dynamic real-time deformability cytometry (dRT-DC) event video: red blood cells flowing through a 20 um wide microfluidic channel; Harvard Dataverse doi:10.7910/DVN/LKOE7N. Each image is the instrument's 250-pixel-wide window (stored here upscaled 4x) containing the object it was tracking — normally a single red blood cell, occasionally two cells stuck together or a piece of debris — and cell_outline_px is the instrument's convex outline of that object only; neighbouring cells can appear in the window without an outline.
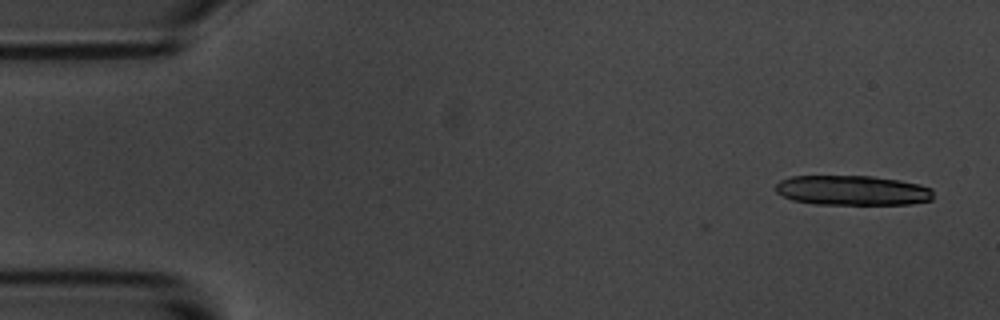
{"species": "common noctule bat (a hibernating species)", "species_latin": "Nyctalus noctula", "temperature_condition": "room temperature", "stored_images_in_passage": 2, "camera_frame_rate_fps": 3000, "um_per_image_px": 0.085, "animal": {"sex": "male", "body_mass_g": 20.1, "forearm_length_mm": 53.5}, "frame": {"image": 1, "passage_image": 2, "time_ms": 1.0, "image_size_px": [1000, 320], "cell_outline_px": [[932, 200], [912, 204], [816, 204], [792, 200], [776, 192], [776, 184], [780, 180], [792, 176], [872, 176], [900, 180], [920, 184], [932, 188]], "centroid_in_image_um": [72.47, 16.18], "position_along_channel_um": 12.5, "area_um2": 27.51}}